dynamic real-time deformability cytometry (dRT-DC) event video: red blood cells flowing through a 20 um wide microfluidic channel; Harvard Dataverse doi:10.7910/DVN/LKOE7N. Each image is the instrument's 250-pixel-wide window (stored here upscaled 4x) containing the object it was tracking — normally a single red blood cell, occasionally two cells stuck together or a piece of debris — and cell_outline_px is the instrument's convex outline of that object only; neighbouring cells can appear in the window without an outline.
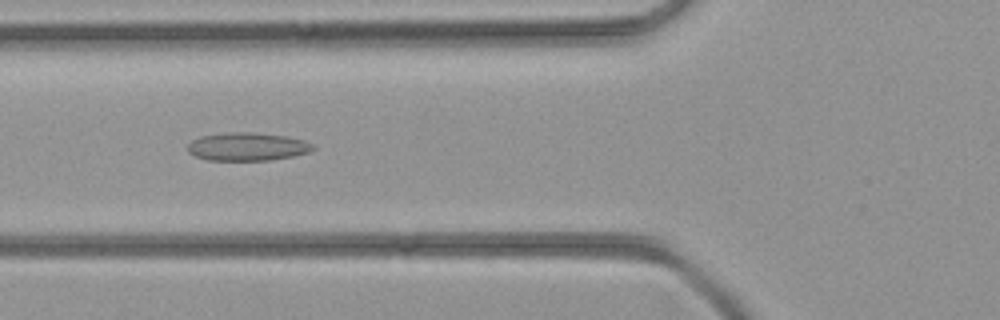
{"species": "common noctule bat (a hibernating species)", "species_latin": "Nyctalus noctula", "temperature_condition": "room temperature", "stored_images_in_passage": 35, "camera_frame_rate_fps": 3000, "um_per_image_px": 0.085, "animal": {"sex": "female", "body_mass_g": 21.9}, "frame": {"image": 1, "passage_image": 8, "time_ms": 2.333, "image_size_px": [1000, 320], "cell_outline_px": [[316, 148], [308, 152], [292, 156], [272, 160], [208, 160], [196, 156], [188, 152], [188, 144], [192, 140], [200, 136], [228, 132], [248, 132], [284, 136], [304, 140], [312, 144]], "centroid_in_image_um": [21.01, 12.46], "position_along_channel_um": 104.8, "area_um2": 20.4}}
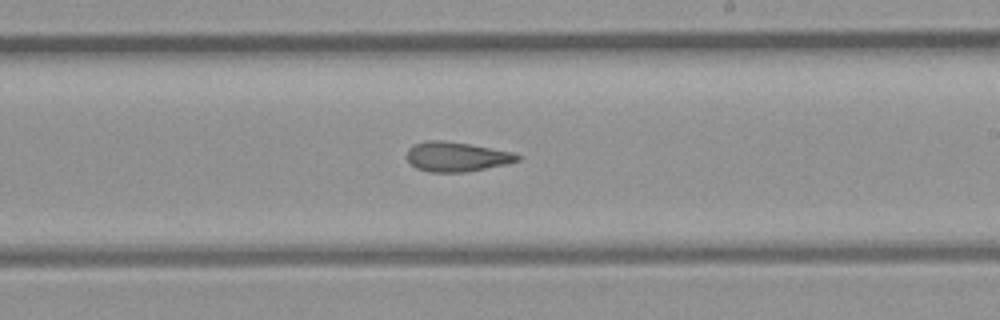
{"frame": {"image": 2, "passage_image": 17, "time_ms": 5.333, "image_size_px": [1000, 320], "cell_outline_px": [[520, 160], [508, 164], [464, 172], [428, 172], [416, 168], [408, 160], [408, 148], [412, 144], [428, 140], [444, 140], [468, 144], [512, 152], [520, 156]], "centroid_in_image_um": [38.79, 13.32], "position_along_channel_um": 250.2, "area_um2": 19.02}}
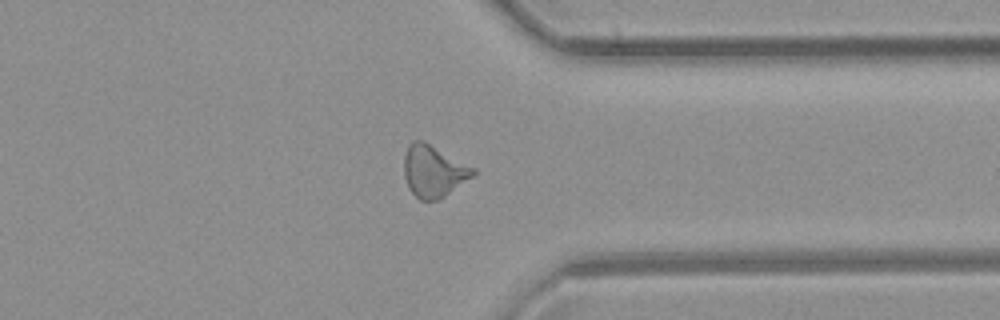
{"frame": {"image": 3, "passage_image": 25, "time_ms": 8.0, "image_size_px": [1000, 320], "cell_outline_px": [[476, 172], [472, 176], [444, 196], [436, 200], [420, 200], [408, 188], [404, 176], [404, 156], [412, 140], [424, 140], [476, 168]], "centroid_in_image_um": [36.84, 14.52], "position_along_channel_um": 374.6, "area_um2": 20.75}}